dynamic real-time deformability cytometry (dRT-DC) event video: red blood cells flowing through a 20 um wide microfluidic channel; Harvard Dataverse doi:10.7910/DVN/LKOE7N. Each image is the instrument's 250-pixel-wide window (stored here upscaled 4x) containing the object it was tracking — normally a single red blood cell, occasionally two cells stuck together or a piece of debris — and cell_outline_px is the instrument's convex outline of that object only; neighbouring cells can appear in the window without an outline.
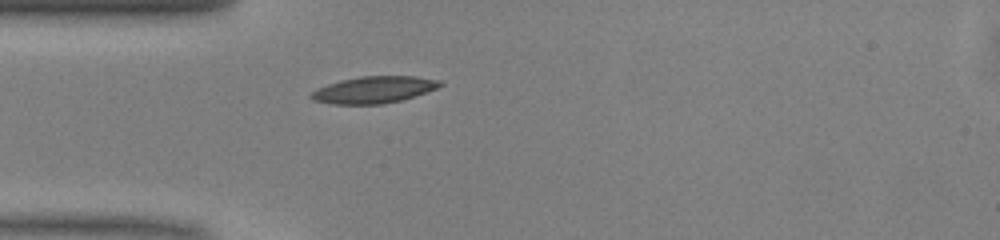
{"species": "common noctule bat (a hibernating species)", "species_latin": "Nyctalus noctula", "temperature_condition": "warm", "stored_images_in_passage": 30, "camera_frame_rate_fps": 3000, "um_per_image_px": 0.085, "animal": {"sex": "male", "body_mass_g": 13.0, "forearm_length_mm": 53.1}, "frame": {"image": 1, "passage_image": 1, "time_ms": 0.0, "image_size_px": [1000, 240], "cell_outline_px": [[444, 84], [436, 88], [400, 100], [380, 104], [332, 104], [312, 100], [308, 96], [316, 88], [340, 80], [360, 76], [416, 76], [440, 80]], "centroid_in_image_um": [31.72, 7.62], "position_along_channel_um": 53.3, "area_um2": 20.0}}
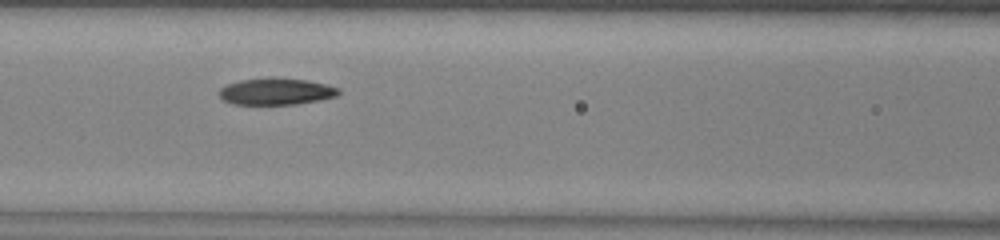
{"frame": {"image": 2, "passage_image": 8, "time_ms": 2.333, "image_size_px": [1000, 240], "cell_outline_px": [[340, 92], [336, 96], [320, 100], [296, 104], [232, 104], [224, 100], [220, 96], [220, 88], [228, 84], [240, 80], [308, 80], [340, 88]], "centroid_in_image_um": [23.5, 7.81], "position_along_channel_um": 143.1, "area_um2": 17.74}}
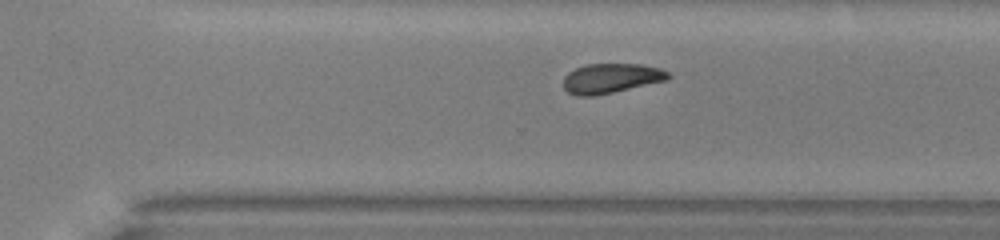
{"frame": {"image": 3, "passage_image": 21, "time_ms": 6.667, "image_size_px": [1000, 240], "cell_outline_px": [[668, 80], [612, 92], [592, 96], [576, 96], [568, 92], [564, 88], [564, 76], [568, 72], [576, 68], [588, 64], [640, 64], [660, 68], [668, 72]], "centroid_in_image_um": [51.91, 6.65], "position_along_channel_um": 318.7, "area_um2": 17.98}, "authors_computed_cell_mechanics": {"area_um2": 19.0162, "velocity_mm_per_s": 4.0612, "shape_relaxation_time_tau1_ms": 4.1051, "shape_relaxation_time_tau2_ms": 8.8002, "deformation_change_tau1": 0.1248, "deformation_change_tau2": 0.1371}}